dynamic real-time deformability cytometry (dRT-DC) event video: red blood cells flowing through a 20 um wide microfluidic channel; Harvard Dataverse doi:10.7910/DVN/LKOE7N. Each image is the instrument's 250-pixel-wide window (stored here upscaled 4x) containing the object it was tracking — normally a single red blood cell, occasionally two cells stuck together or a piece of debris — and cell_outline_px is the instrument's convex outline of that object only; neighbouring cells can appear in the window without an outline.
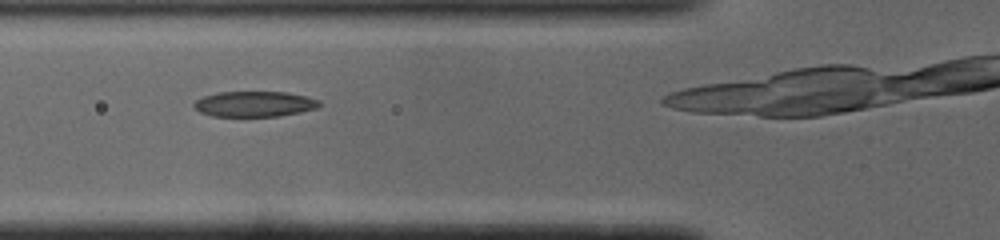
{"species": "common noctule bat (a hibernating species)", "species_latin": "Nyctalus noctula", "temperature_condition": "cold", "stored_images_in_passage": 28, "camera_frame_rate_fps": 3000, "um_per_image_px": 0.085, "animal": {"sex": "male", "body_mass_g": 19.0, "forearm_length_mm": 50.8}, "frame": {"image": 1, "passage_image": 5, "time_ms": 1.333, "image_size_px": [1000, 240], "cell_outline_px": [[320, 104], [316, 108], [300, 112], [280, 116], [212, 116], [200, 112], [192, 104], [196, 100], [204, 96], [220, 92], [288, 92], [308, 96], [320, 100]], "centroid_in_image_um": [21.65, 8.83], "position_along_channel_um": 104.1, "area_um2": 18.61}}
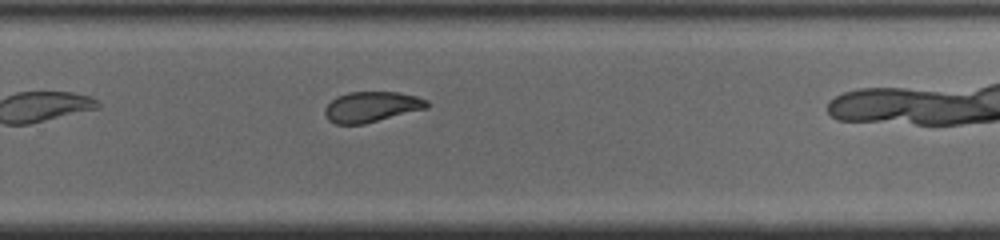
{"frame": {"image": 2, "passage_image": 20, "time_ms": 6.333, "image_size_px": [1000, 240], "cell_outline_px": [[428, 108], [364, 124], [336, 124], [328, 120], [324, 112], [324, 108], [336, 96], [348, 92], [396, 92], [416, 96], [428, 100]], "centroid_in_image_um": [31.57, 9.08], "position_along_channel_um": 298.2, "area_um2": 18.15}}